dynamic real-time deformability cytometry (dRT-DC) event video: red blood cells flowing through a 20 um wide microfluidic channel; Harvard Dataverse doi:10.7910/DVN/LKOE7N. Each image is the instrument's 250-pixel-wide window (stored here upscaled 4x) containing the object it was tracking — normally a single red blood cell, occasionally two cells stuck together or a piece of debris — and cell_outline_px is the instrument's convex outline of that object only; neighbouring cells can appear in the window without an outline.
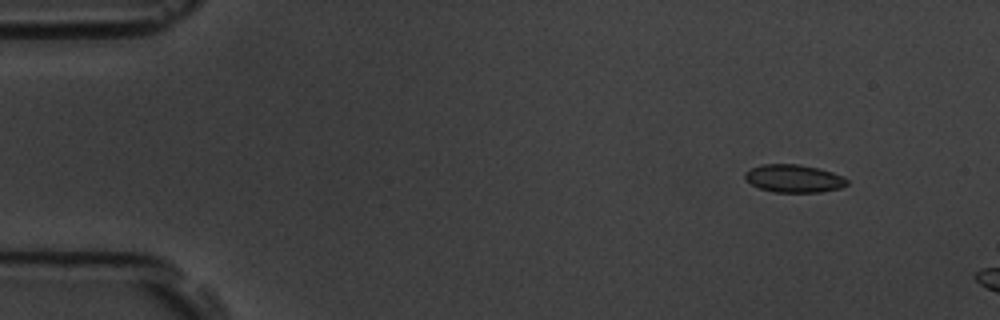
{"species": "common noctule bat (a hibernating species)", "species_latin": "Nyctalus noctula", "temperature_condition": "room temperature", "stored_images_in_passage": 3, "camera_frame_rate_fps": 3000, "um_per_image_px": 0.085, "animal": {"sex": "male", "body_mass_g": 19.5, "forearm_length_mm": 54.6}, "frame": {"image": 1, "passage_image": 1, "time_ms": 0.0, "image_size_px": [1000, 320], "cell_outline_px": [[848, 184], [840, 188], [820, 192], [776, 192], [760, 188], [752, 184], [744, 176], [744, 172], [752, 168], [764, 164], [800, 164], [820, 168], [844, 176], [848, 180]], "centroid_in_image_um": [67.52, 15.16], "position_along_channel_um": 17.5, "area_um2": 16.53}}